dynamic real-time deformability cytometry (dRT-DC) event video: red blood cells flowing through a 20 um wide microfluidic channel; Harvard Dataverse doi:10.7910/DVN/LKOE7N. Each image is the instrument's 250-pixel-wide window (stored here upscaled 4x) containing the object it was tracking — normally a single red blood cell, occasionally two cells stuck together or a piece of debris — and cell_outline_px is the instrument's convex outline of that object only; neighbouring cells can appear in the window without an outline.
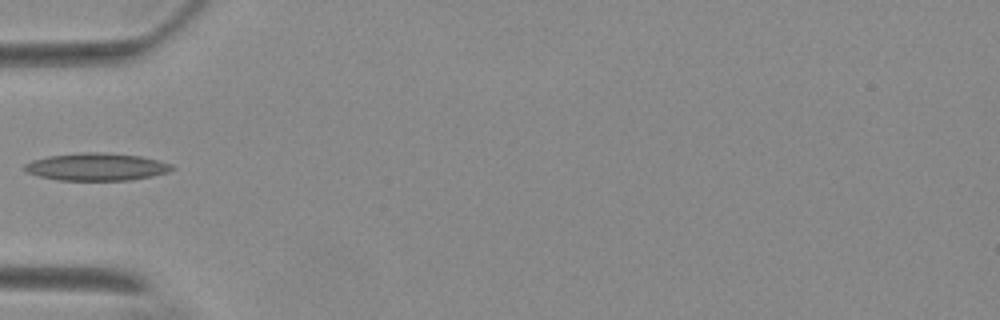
{"species": "Egyptian fruit bat (a non-hibernating species)", "species_latin": "Rousettus aegyptiacus", "temperature_condition": "warm", "stored_images_in_passage": 28, "camera_frame_rate_fps": 3000, "um_per_image_px": 0.085, "animal": {"sex": "female"}, "frame": {"image": 1, "passage_image": 1, "time_ms": 0.0, "image_size_px": [1000, 320], "cell_outline_px": [[176, 168], [168, 172], [152, 176], [128, 180], [60, 180], [40, 176], [28, 172], [24, 168], [24, 164], [32, 160], [48, 156], [80, 152], [96, 152], [140, 156], [172, 164]], "centroid_in_image_um": [8.21, 14.18], "position_along_channel_um": 76.8, "area_um2": 23.41}}
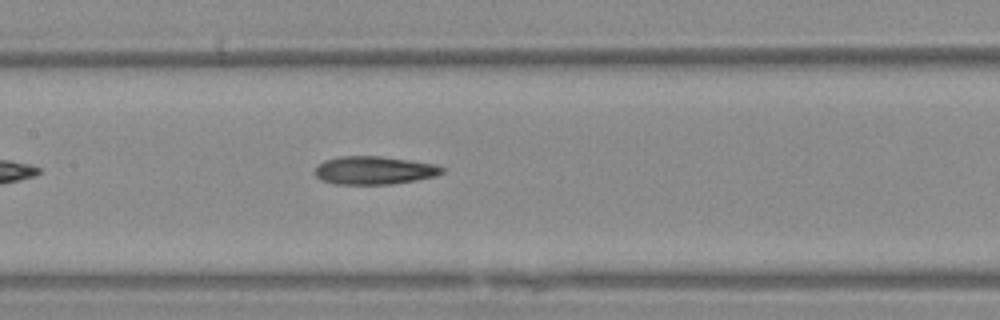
{"frame": {"image": 2, "passage_image": 9, "time_ms": 2.667, "image_size_px": [1000, 320], "cell_outline_px": [[444, 172], [436, 176], [416, 180], [392, 184], [336, 184], [320, 180], [316, 176], [316, 168], [324, 160], [340, 156], [380, 156], [408, 160], [432, 164], [444, 168]], "centroid_in_image_um": [31.79, 14.48], "position_along_channel_um": 175.6, "area_um2": 20.69}}
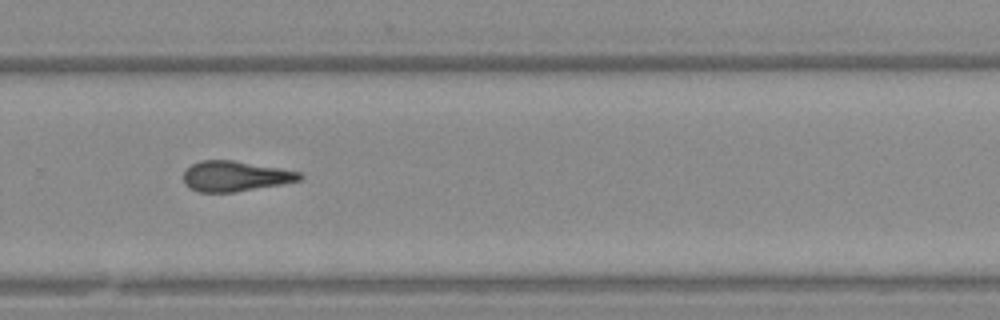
{"frame": {"image": 3, "passage_image": 20, "time_ms": 6.333, "image_size_px": [1000, 320], "cell_outline_px": [[304, 176], [300, 180], [280, 184], [232, 192], [196, 192], [188, 188], [184, 184], [184, 172], [192, 164], [200, 160], [232, 160], [300, 172]], "centroid_in_image_um": [19.93, 14.98], "position_along_channel_um": 309.9, "area_um2": 20.29}}